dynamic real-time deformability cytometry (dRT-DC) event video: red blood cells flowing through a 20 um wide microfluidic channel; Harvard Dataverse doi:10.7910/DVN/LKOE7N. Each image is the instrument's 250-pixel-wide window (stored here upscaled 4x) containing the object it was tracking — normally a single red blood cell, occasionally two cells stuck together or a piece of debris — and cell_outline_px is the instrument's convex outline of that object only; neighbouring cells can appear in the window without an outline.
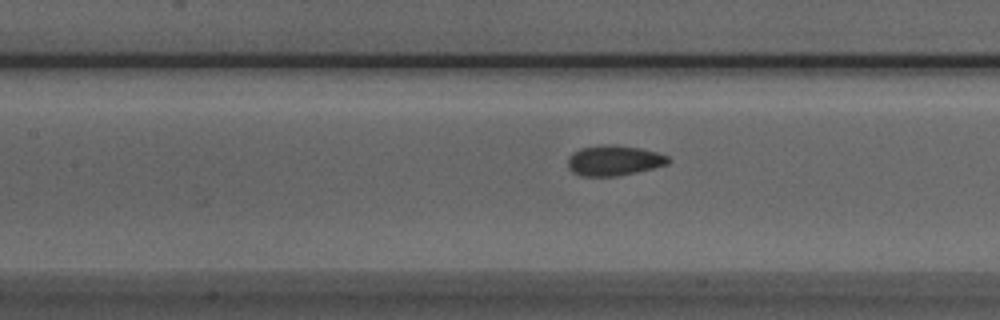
{"species": "Egyptian fruit bat (a non-hibernating species)", "species_latin": "Rousettus aegyptiacus", "temperature_condition": "room temperature", "stored_images_in_passage": 35, "camera_frame_rate_fps": 3000, "um_per_image_px": 0.085, "animal": {"sex": "male"}, "frame": {"image": 1, "passage_image": 16, "time_ms": 5.0, "image_size_px": [1000, 320], "cell_outline_px": [[672, 160], [668, 164], [636, 172], [616, 176], [580, 176], [572, 172], [568, 168], [568, 156], [572, 152], [580, 148], [604, 144], [616, 144], [640, 148], [656, 152], [668, 156]], "centroid_in_image_um": [52.16, 13.63], "position_along_channel_um": 155.2, "area_um2": 17.92}}
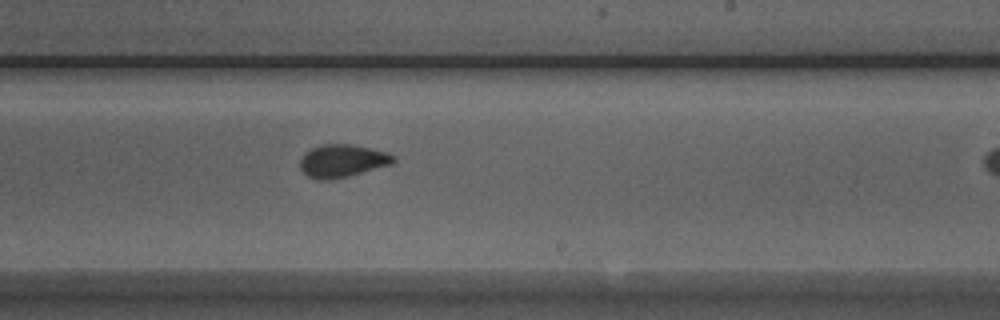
{"frame": {"image": 2, "passage_image": 24, "time_ms": 7.667, "image_size_px": [1000, 320], "cell_outline_px": [[396, 160], [392, 164], [348, 176], [328, 180], [320, 180], [308, 176], [300, 168], [300, 160], [304, 152], [320, 144], [352, 144], [388, 152], [396, 156]], "centroid_in_image_um": [29.11, 13.66], "position_along_channel_um": 259.9, "area_um2": 17.92}}
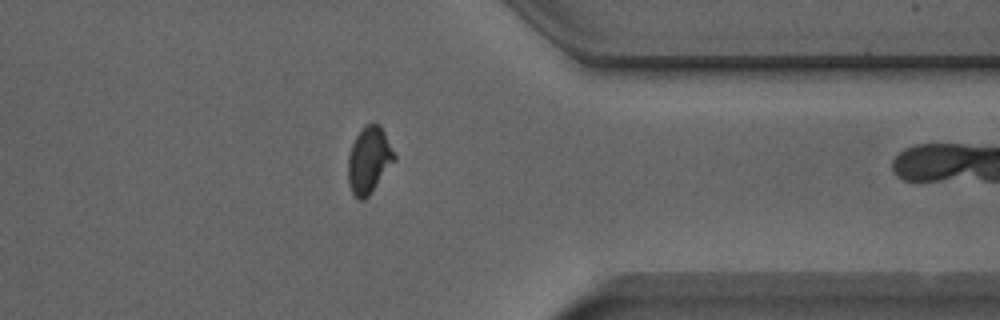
{"frame": {"image": 3, "passage_image": 34, "time_ms": 11.0, "image_size_px": [1000, 320], "cell_outline_px": [[396, 160], [368, 196], [364, 200], [360, 200], [352, 192], [348, 184], [348, 156], [352, 144], [356, 136], [364, 124], [380, 124], [396, 156]], "centroid_in_image_um": [31.36, 13.6], "position_along_channel_um": 380.0, "area_um2": 17.86}}